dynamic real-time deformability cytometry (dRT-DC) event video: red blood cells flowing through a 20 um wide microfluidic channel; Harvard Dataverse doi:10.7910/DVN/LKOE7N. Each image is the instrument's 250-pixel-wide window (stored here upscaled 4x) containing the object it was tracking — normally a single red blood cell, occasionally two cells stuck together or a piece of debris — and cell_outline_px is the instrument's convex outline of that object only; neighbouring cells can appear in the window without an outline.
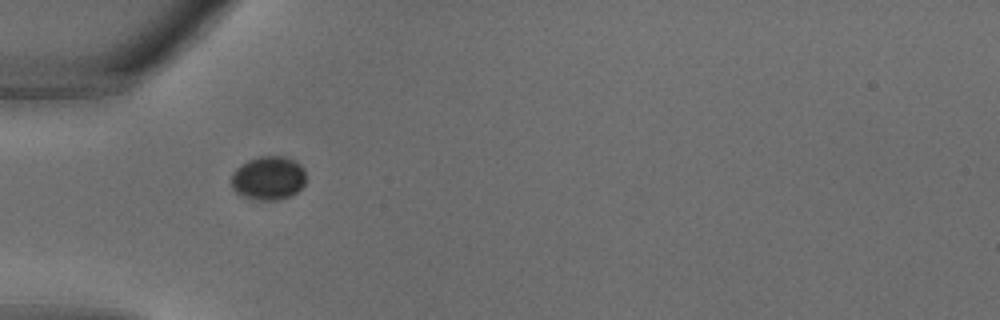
{"species": "common noctule bat (a hibernating species)", "species_latin": "Nyctalus noctula", "temperature_condition": "warm", "stored_images_in_passage": 24, "camera_frame_rate_fps": 3000, "um_per_image_px": 0.085, "animal": {"sex": "male", "body_mass_g": 18.8}, "frame": {"image": 1, "passage_image": 1, "time_ms": 0.0, "image_size_px": [1000, 320], "cell_outline_px": [[304, 184], [296, 192], [280, 200], [260, 200], [244, 196], [236, 192], [232, 188], [232, 176], [236, 168], [248, 160], [260, 156], [284, 156], [296, 160], [304, 168]], "centroid_in_image_um": [22.82, 15.12], "position_along_channel_um": 62.2, "area_um2": 18.9}}
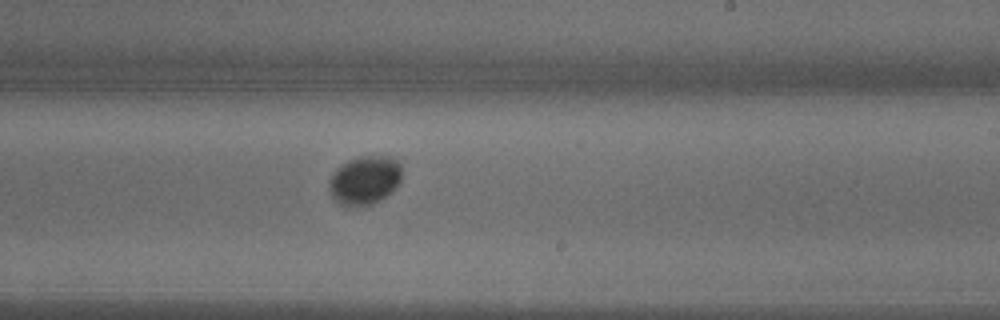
{"frame": {"image": 2, "passage_image": 11, "time_ms": 3.333, "image_size_px": [1000, 320], "cell_outline_px": [[400, 180], [392, 192], [380, 200], [372, 204], [356, 208], [340, 204], [332, 196], [332, 176], [336, 168], [348, 160], [360, 156], [388, 156], [396, 160], [400, 164]], "centroid_in_image_um": [31.03, 15.33], "position_along_channel_um": 258.0, "area_um2": 20.35}}
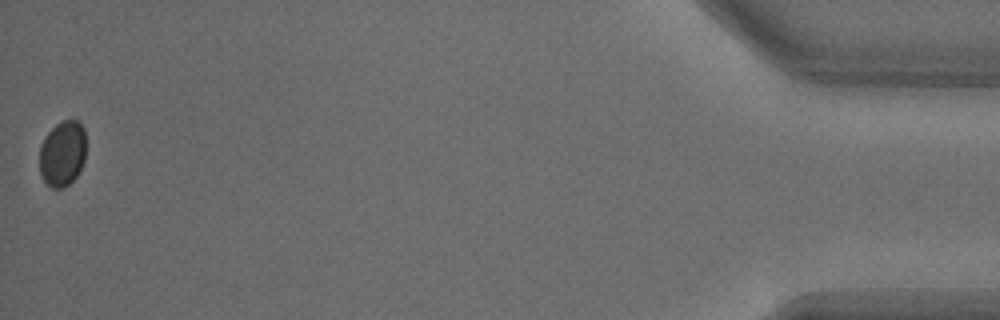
{"frame": {"image": 3, "passage_image": 24, "time_ms": 7.667, "image_size_px": [1000, 320], "cell_outline_px": [[84, 160], [80, 172], [64, 188], [52, 188], [44, 180], [40, 172], [40, 144], [44, 136], [56, 124], [64, 120], [80, 120], [84, 128]], "centroid_in_image_um": [5.3, 13.03], "position_along_channel_um": 429.9, "area_um2": 17.8}}